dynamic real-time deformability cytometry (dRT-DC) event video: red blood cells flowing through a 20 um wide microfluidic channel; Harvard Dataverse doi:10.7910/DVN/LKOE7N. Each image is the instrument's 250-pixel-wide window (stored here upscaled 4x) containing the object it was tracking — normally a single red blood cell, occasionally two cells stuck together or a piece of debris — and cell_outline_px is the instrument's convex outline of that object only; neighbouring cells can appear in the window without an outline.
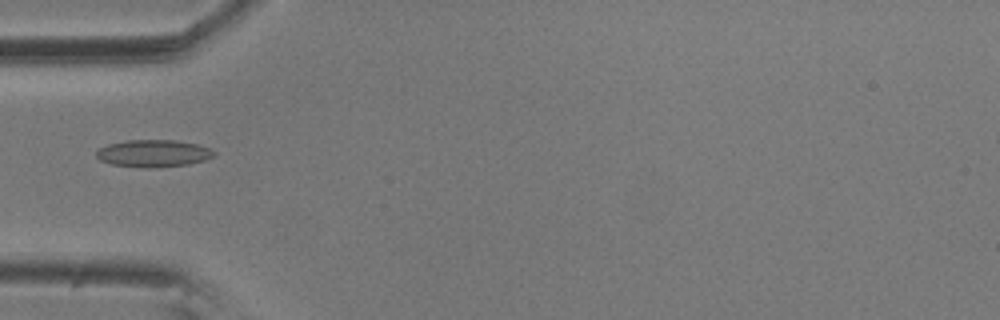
{"species": "common noctule bat (a hibernating species)", "species_latin": "Nyctalus noctula", "temperature_condition": "room temperature", "stored_images_in_passage": 6, "camera_frame_rate_fps": 3000, "um_per_image_px": 0.085, "animal": {"sex": "male", "body_mass_g": 20.5, "forearm_length_mm": 52.5}, "frame": {"image": 1, "passage_image": 6, "time_ms": 1.667, "image_size_px": [1000, 320], "cell_outline_px": [[216, 156], [204, 160], [188, 164], [156, 168], [140, 168], [112, 164], [100, 160], [96, 156], [96, 152], [100, 148], [108, 144], [128, 140], [176, 140], [196, 144], [208, 148], [216, 152]], "centroid_in_image_um": [13.04, 13.04], "position_along_channel_um": 72.0, "area_um2": 18.73}}